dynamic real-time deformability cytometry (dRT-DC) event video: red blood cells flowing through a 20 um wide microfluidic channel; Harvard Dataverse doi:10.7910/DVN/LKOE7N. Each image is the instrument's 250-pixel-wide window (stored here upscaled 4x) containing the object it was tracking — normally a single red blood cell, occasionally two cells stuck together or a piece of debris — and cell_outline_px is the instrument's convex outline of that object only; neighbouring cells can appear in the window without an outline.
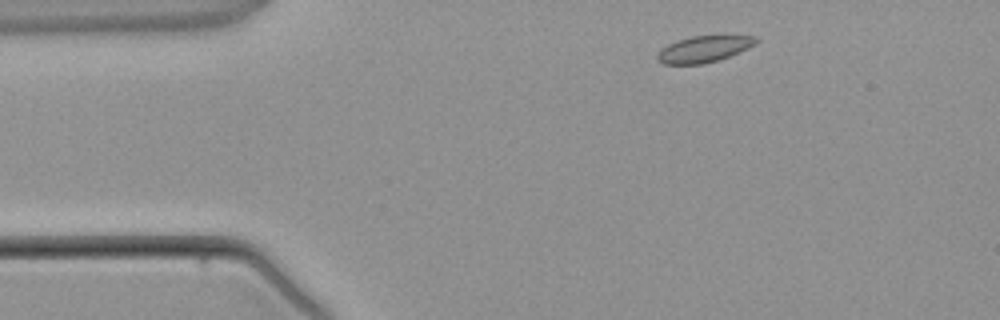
{"species": "common noctule bat (a hibernating species)", "species_latin": "Nyctalus noctula", "temperature_condition": "warm", "stored_images_in_passage": 1, "camera_frame_rate_fps": 3000, "um_per_image_px": 0.085, "animal": {"sex": "male", "body_mass_g": 21.5, "forearm_length_mm": 52.0}, "frame": {"image": 1, "passage_image": 1, "time_ms": 0.0, "image_size_px": [1000, 320], "cell_outline_px": [[760, 40], [756, 44], [740, 52], [704, 64], [664, 64], [656, 56], [668, 44], [676, 40], [692, 36], [724, 32], [756, 36]], "centroid_in_image_um": [59.97, 4.09], "position_along_channel_um": 25.0, "area_um2": 15.84}}